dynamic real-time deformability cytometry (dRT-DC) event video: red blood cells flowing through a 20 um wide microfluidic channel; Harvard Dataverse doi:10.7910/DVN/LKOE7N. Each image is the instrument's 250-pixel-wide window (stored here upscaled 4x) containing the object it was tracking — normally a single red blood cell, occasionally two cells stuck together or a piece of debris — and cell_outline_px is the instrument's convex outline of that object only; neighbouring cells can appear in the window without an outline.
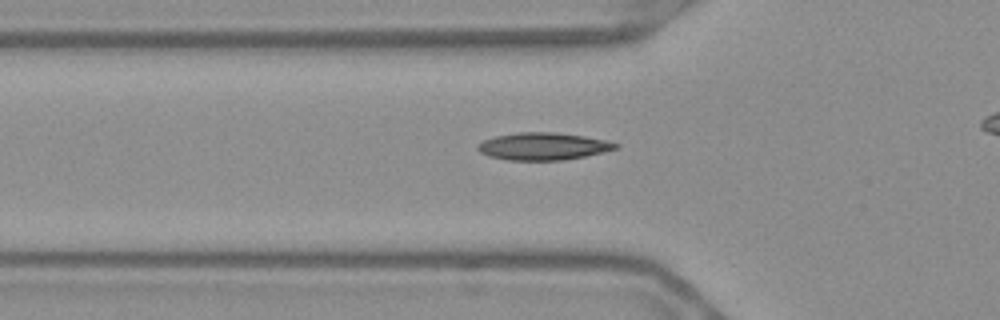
{"species": "Egyptian fruit bat (a non-hibernating species)", "species_latin": "Rousettus aegyptiacus", "temperature_condition": "warm", "stored_images_in_passage": 37, "camera_frame_rate_fps": 3000, "um_per_image_px": 0.085, "frame": {"image": 1, "passage_image": 10, "time_ms": 3.0, "image_size_px": [1000, 320], "cell_outline_px": [[620, 144], [616, 148], [584, 156], [564, 160], [508, 160], [488, 156], [480, 152], [476, 148], [476, 144], [484, 140], [496, 136], [516, 132], [556, 132], [584, 136], [604, 140]], "centroid_in_image_um": [46.1, 12.43], "position_along_channel_um": 79.7, "area_um2": 21.85}}
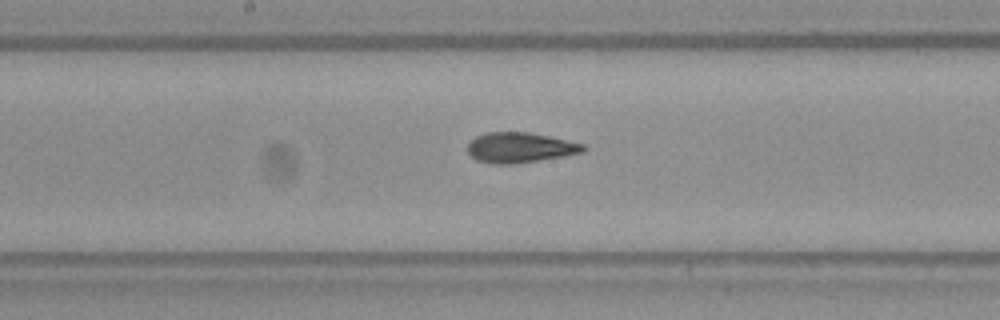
{"frame": {"image": 2, "passage_image": 20, "time_ms": 6.333, "image_size_px": [1000, 320], "cell_outline_px": [[588, 148], [584, 152], [564, 156], [512, 164], [492, 164], [476, 160], [468, 152], [468, 144], [476, 136], [488, 132], [528, 132], [548, 136], [584, 144]], "centroid_in_image_um": [44.21, 12.55], "position_along_channel_um": 204.0, "area_um2": 20.29}}
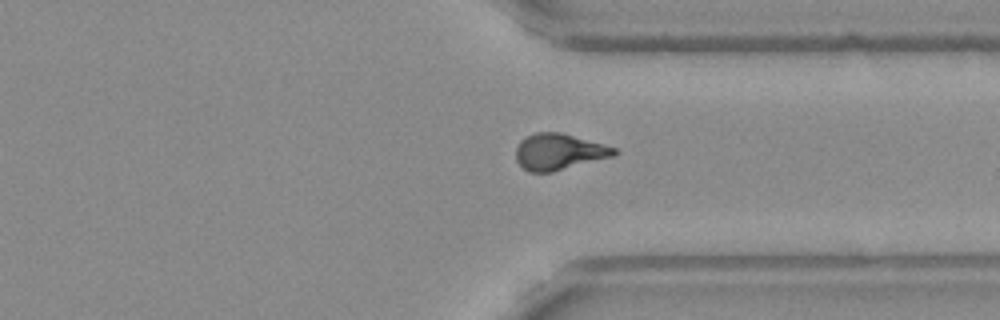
{"frame": {"image": 3, "passage_image": 33, "time_ms": 10.667, "image_size_px": [1000, 320], "cell_outline_px": [[620, 152], [616, 156], [552, 172], [528, 172], [516, 160], [516, 148], [520, 140], [536, 132], [560, 132], [616, 148]], "centroid_in_image_um": [47.53, 12.91], "position_along_channel_um": 363.9, "area_um2": 20.75}}